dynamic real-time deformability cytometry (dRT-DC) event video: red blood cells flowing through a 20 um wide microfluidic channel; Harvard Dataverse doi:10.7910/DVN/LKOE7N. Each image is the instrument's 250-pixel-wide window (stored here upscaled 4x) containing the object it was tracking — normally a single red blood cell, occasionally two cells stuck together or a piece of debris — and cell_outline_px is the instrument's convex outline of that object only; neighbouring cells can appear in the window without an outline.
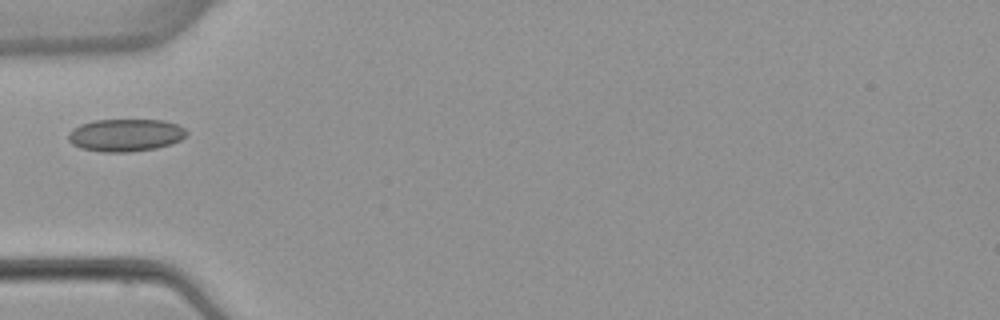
{"species": "common noctule bat (a hibernating species)", "species_latin": "Nyctalus noctula", "temperature_condition": "warm", "stored_images_in_passage": 5, "camera_frame_rate_fps": 3000, "um_per_image_px": 0.085, "animal": {"sex": "female", "body_mass_g": 22.7, "forearm_length_mm": 54.2}, "frame": {"image": 1, "passage_image": 4, "time_ms": 3.667, "image_size_px": [1000, 320], "cell_outline_px": [[188, 132], [180, 140], [172, 144], [156, 148], [128, 152], [100, 152], [80, 148], [72, 144], [68, 140], [68, 136], [72, 128], [80, 124], [96, 120], [164, 120], [176, 124], [184, 128]], "centroid_in_image_um": [10.65, 11.49], "position_along_channel_um": 74.3, "area_um2": 22.48}}
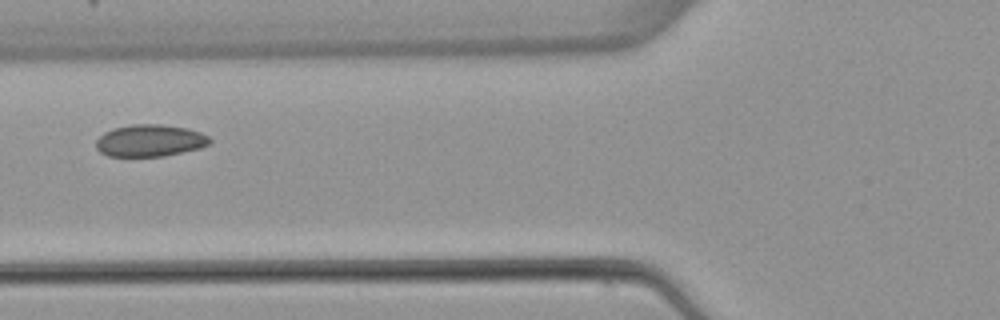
{"frame": {"image": 2, "passage_image": 5, "time_ms": 4.667, "image_size_px": [1000, 320], "cell_outline_px": [[212, 140], [208, 144], [200, 148], [164, 156], [108, 156], [100, 152], [96, 148], [96, 140], [104, 132], [112, 128], [132, 124], [160, 124], [188, 128], [200, 132], [208, 136]], "centroid_in_image_um": [12.73, 11.94], "position_along_channel_um": 113.1, "area_um2": 21.27}}